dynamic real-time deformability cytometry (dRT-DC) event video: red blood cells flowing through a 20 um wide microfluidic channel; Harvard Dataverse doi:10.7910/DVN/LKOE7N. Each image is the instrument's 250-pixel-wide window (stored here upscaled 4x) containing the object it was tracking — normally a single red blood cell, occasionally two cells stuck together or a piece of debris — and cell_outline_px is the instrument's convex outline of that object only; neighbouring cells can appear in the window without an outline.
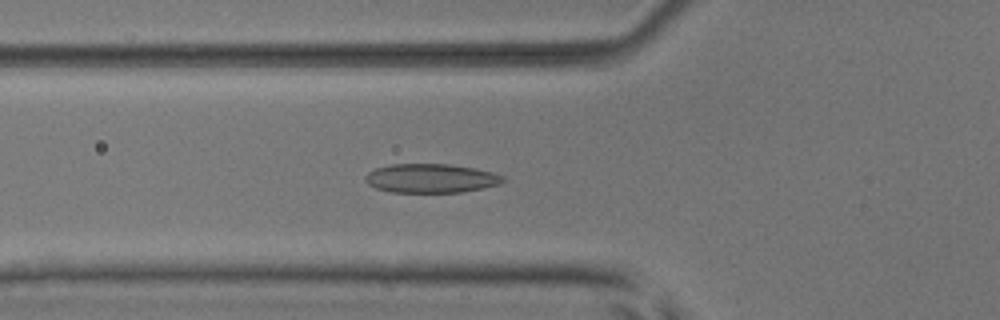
{"species": "common noctule bat (a hibernating species)", "species_latin": "Nyctalus noctula", "temperature_condition": "room temperature", "stored_images_in_passage": 54, "camera_frame_rate_fps": 3000, "um_per_image_px": 0.085, "animal": {"sex": "male", "body_mass_g": 17.9, "forearm_length_mm": 54.2}, "frame": {"image": 1, "passage_image": 20, "time_ms": 6.333, "image_size_px": [1000, 320], "cell_outline_px": [[508, 180], [500, 184], [484, 188], [460, 192], [392, 192], [376, 188], [368, 184], [364, 180], [364, 176], [368, 172], [376, 168], [392, 164], [448, 164], [476, 168], [492, 172], [504, 176]], "centroid_in_image_um": [36.66, 15.15], "position_along_channel_um": 89.1, "area_um2": 23.41}}
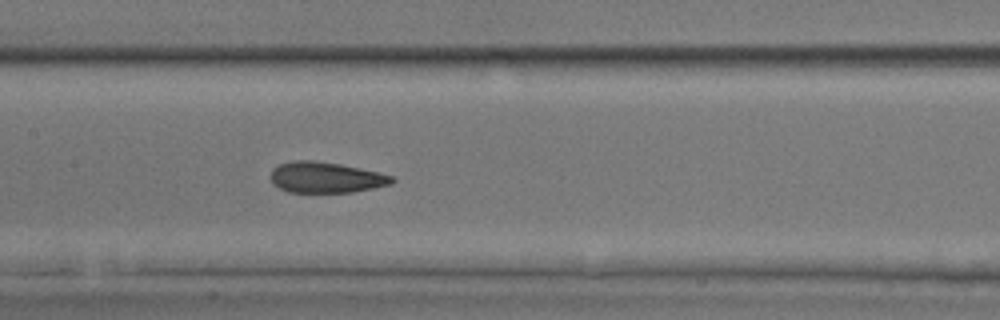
{"frame": {"image": 2, "passage_image": 27, "time_ms": 8.667, "image_size_px": [1000, 320], "cell_outline_px": [[396, 180], [392, 184], [352, 192], [288, 192], [272, 184], [268, 176], [272, 168], [280, 164], [296, 160], [312, 160], [340, 164], [360, 168], [392, 176]], "centroid_in_image_um": [27.64, 15.08], "position_along_channel_um": 179.8, "area_um2": 21.85}}
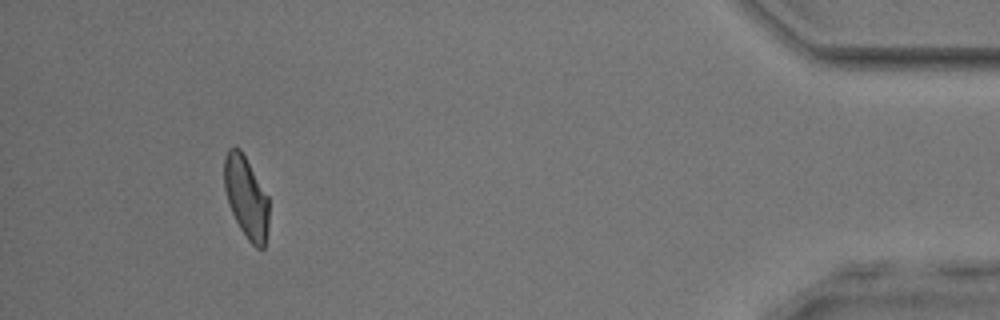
{"frame": {"image": 3, "passage_image": 50, "time_ms": 16.333, "image_size_px": [1000, 320], "cell_outline_px": [[268, 228], [264, 248], [256, 248], [248, 240], [240, 228], [228, 204], [224, 188], [224, 156], [228, 148], [240, 148], [268, 196]], "centroid_in_image_um": [20.92, 16.77], "position_along_channel_um": 414.3, "area_um2": 21.21}, "authors_computed_cell_mechanics": {"area_um2": 22.7154, "velocity_mm_per_s": 3.8756, "shape_relaxation_time_tau1_ms": 5.1552, "shape_relaxation_time_tau2_ms": 1.7704, "deformation_change_tau1": 0.1557, "deformation_change_tau2": 0.0836}}